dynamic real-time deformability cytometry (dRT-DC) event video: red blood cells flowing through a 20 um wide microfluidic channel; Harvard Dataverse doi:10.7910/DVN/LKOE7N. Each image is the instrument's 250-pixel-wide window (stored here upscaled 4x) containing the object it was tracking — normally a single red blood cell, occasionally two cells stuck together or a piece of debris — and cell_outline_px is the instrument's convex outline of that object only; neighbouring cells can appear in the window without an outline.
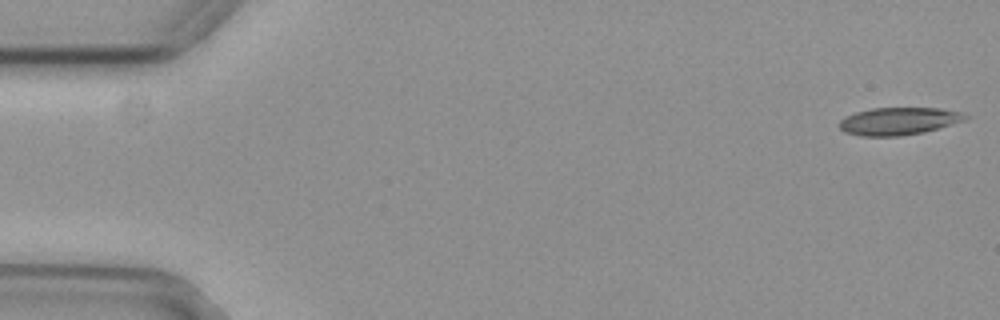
{"species": "common noctule bat (a hibernating species)", "species_latin": "Nyctalus noctula", "temperature_condition": "cold", "stored_images_in_passage": 54, "camera_frame_rate_fps": 3000, "um_per_image_px": 0.085, "animal": {"sex": "female", "body_mass_g": 29.2, "forearm_length_mm": 56.3}, "frame": {"image": 1, "passage_image": 1, "time_ms": 0.0, "image_size_px": [1000, 320], "cell_outline_px": [[968, 120], [924, 132], [900, 136], [860, 136], [844, 132], [836, 124], [844, 116], [856, 112], [872, 108], [940, 108], [960, 112], [968, 116]], "centroid_in_image_um": [76.36, 10.3], "position_along_channel_um": 8.6, "area_um2": 20.4}}
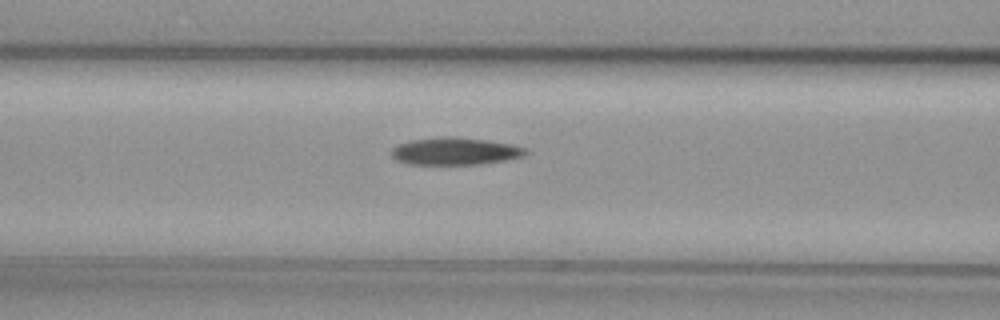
{"frame": {"image": 2, "passage_image": 22, "time_ms": 7.0, "image_size_px": [1000, 320], "cell_outline_px": [[528, 152], [524, 156], [504, 160], [480, 164], [408, 164], [396, 160], [392, 156], [392, 148], [408, 140], [444, 136], [456, 136], [488, 140], [512, 144], [528, 148]], "centroid_in_image_um": [38.7, 12.84], "position_along_channel_um": 127.9, "area_um2": 21.56}}
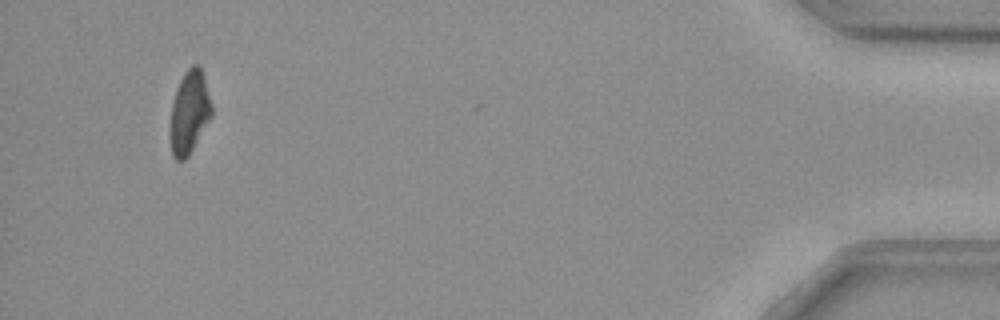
{"frame": {"image": 3, "passage_image": 52, "time_ms": 17.0, "image_size_px": [1000, 320], "cell_outline_px": [[212, 116], [188, 156], [184, 160], [176, 160], [172, 156], [172, 104], [176, 88], [184, 72], [192, 64], [200, 64], [212, 104]], "centroid_in_image_um": [16.13, 9.49], "position_along_channel_um": 419.1, "area_um2": 19.65}, "authors_computed_cell_mechanics": {"area_um2": 21.0392, "velocity_mm_per_s": 3.7229, "shape_relaxation_time_tau1_ms": null, "shape_relaxation_time_tau2_ms": 9.8107, "deformation_change_tau1": null, "deformation_change_tau2": 0.2102}}